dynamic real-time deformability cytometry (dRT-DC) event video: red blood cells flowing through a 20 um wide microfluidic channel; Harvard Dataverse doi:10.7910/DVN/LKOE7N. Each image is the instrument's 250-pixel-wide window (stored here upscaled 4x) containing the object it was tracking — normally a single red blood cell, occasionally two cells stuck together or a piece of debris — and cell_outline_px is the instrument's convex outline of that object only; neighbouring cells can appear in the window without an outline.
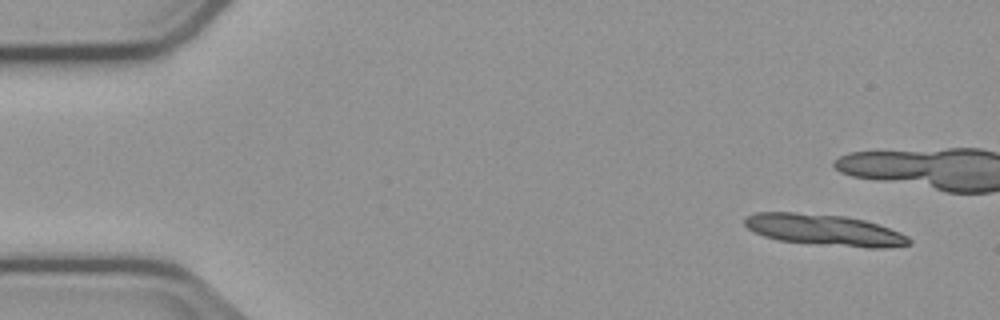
{"species": "common noctule bat (a hibernating species)", "species_latin": "Nyctalus noctula", "temperature_condition": "cold", "stored_images_in_passage": 5, "camera_frame_rate_fps": 3000, "um_per_image_px": 0.085, "animal": {"sex": "male", "body_mass_g": 23.1, "forearm_length_mm": 52.7}, "frame": {"image": 1, "passage_image": 1, "time_ms": 0.0, "image_size_px": [1000, 320], "cell_outline_px": [[912, 244], [884, 248], [868, 248], [816, 244], [780, 240], [764, 236], [748, 228], [744, 224], [744, 216], [756, 212], [792, 212], [844, 216], [864, 220], [900, 232], [908, 236], [912, 240]], "centroid_in_image_um": [70.08, 19.55], "position_along_channel_um": 14.9, "area_um2": 29.88}}